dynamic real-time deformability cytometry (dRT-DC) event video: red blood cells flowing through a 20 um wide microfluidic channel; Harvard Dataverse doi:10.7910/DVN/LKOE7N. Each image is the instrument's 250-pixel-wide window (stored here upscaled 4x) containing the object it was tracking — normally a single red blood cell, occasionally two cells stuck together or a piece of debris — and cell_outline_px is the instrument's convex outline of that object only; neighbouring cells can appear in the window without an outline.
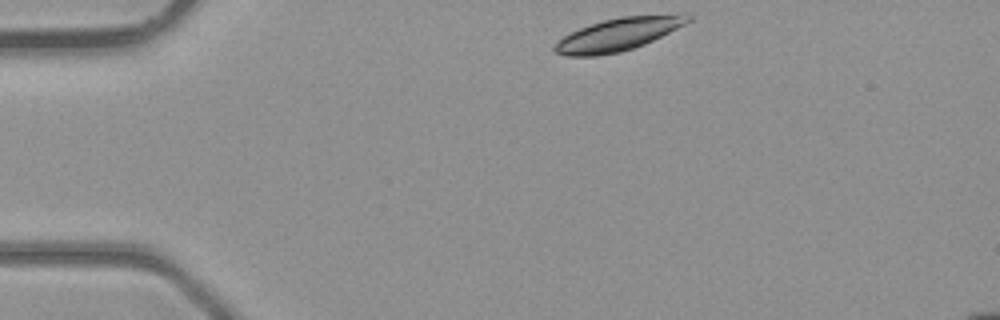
{"species": "common noctule bat (a hibernating species)", "species_latin": "Nyctalus noctula", "temperature_condition": "room temperature", "stored_images_in_passage": 3, "camera_frame_rate_fps": 3000, "um_per_image_px": 0.085, "animal": {"sex": "male", "body_mass_g": 23.1, "forearm_length_mm": 52.7}, "frame": {"image": 1, "passage_image": 1, "time_ms": 0.0, "image_size_px": [1000, 320], "cell_outline_px": [[692, 20], [644, 44], [620, 52], [596, 56], [564, 56], [552, 52], [552, 48], [564, 36], [580, 28], [604, 20], [620, 16], [684, 12], [688, 12], [692, 16]], "centroid_in_image_um": [52.6, 2.89], "position_along_channel_um": 32.4, "area_um2": 25.61}}